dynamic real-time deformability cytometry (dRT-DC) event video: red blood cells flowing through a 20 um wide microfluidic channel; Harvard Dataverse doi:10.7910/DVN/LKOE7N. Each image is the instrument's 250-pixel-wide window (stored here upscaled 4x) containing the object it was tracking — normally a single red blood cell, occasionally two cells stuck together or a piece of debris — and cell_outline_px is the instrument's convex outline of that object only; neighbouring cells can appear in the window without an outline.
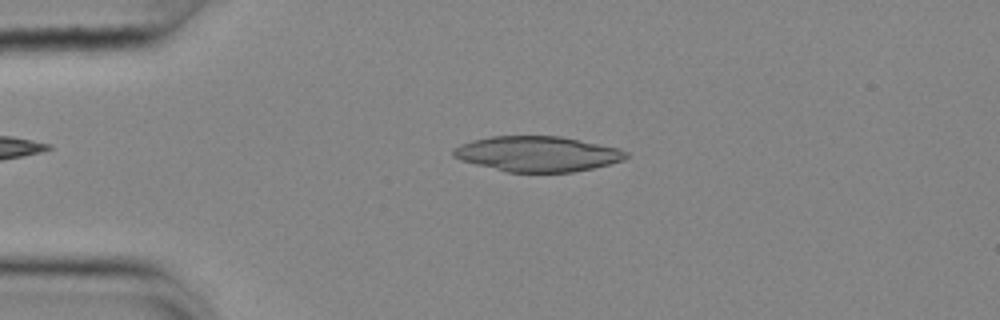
{"species": "common noctule bat (a hibernating species)", "species_latin": "Nyctalus noctula", "temperature_condition": "cold", "stored_images_in_passage": 52, "camera_frame_rate_fps": 3000, "um_per_image_px": 0.085, "animal": {"sex": "female", "body_mass_g": 25.1}, "frame": {"image": 1, "passage_image": 11, "time_ms": 3.333, "image_size_px": [1000, 320], "cell_outline_px": [[628, 156], [624, 160], [592, 168], [572, 172], [508, 172], [460, 160], [452, 156], [452, 148], [460, 144], [472, 140], [492, 136], [560, 136], [620, 148], [628, 152]], "centroid_in_image_um": [45.67, 13.07], "position_along_channel_um": 39.3, "area_um2": 35.55}}
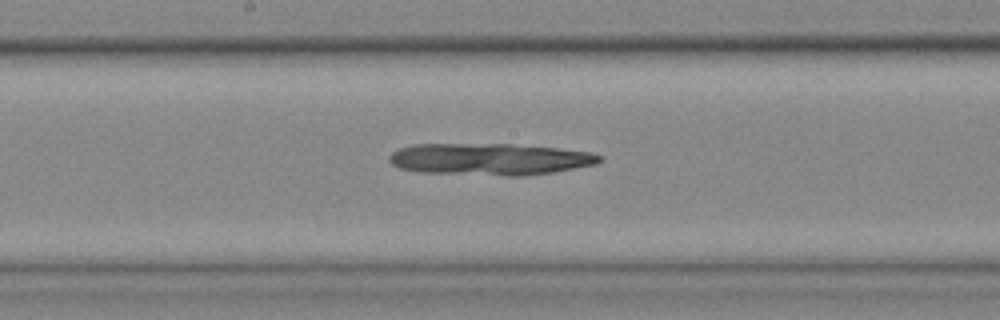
{"frame": {"image": 2, "passage_image": 27, "time_ms": 8.667, "image_size_px": [1000, 320], "cell_outline_px": [[604, 160], [596, 164], [552, 172], [520, 176], [504, 176], [420, 172], [400, 168], [392, 164], [388, 160], [388, 156], [392, 152], [400, 148], [412, 144], [512, 144], [556, 148], [592, 152], [604, 156]], "centroid_in_image_um": [41.64, 13.53], "position_along_channel_um": 206.6, "area_um2": 39.19}}
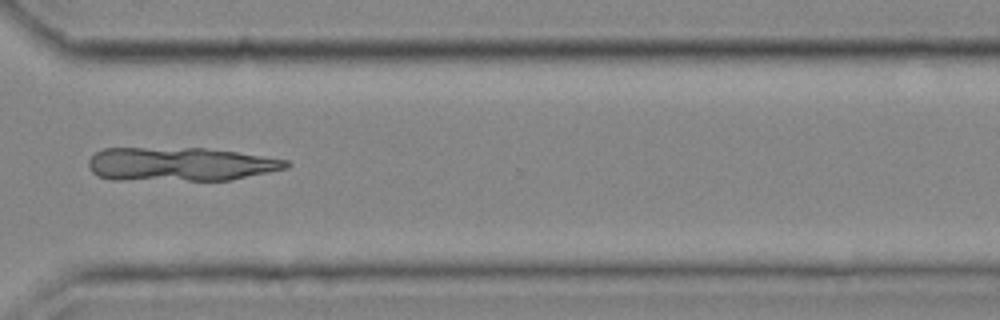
{"frame": {"image": 3, "passage_image": 39, "time_ms": 12.667, "image_size_px": [1000, 320], "cell_outline_px": [[292, 164], [288, 168], [232, 180], [112, 180], [96, 176], [88, 168], [88, 160], [96, 152], [104, 148], [204, 148], [236, 152], [288, 160]], "centroid_in_image_um": [15.29, 13.96], "position_along_channel_um": 355.3, "area_um2": 39.19}}